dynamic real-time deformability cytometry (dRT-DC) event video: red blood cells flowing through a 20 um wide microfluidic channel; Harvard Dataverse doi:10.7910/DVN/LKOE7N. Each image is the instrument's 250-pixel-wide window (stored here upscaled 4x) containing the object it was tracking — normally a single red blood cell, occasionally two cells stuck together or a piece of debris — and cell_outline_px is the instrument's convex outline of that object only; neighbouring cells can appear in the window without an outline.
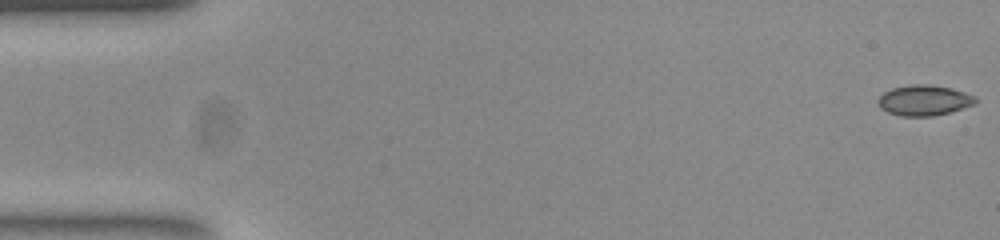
{"species": "common noctule bat (a hibernating species)", "species_latin": "Nyctalus noctula", "temperature_condition": "room temperature", "stored_images_in_passage": 53, "camera_frame_rate_fps": 3000, "um_per_image_px": 0.085, "animal": {"sex": "female", "body_mass_g": 23.0, "forearm_length_mm": 53.4}, "frame": {"image": 1, "passage_image": 1, "time_ms": 0.0, "image_size_px": [1000, 240], "cell_outline_px": [[976, 104], [948, 112], [932, 116], [900, 116], [888, 112], [880, 108], [876, 100], [884, 92], [892, 88], [912, 84], [928, 84], [952, 88], [976, 96]], "centroid_in_image_um": [78.53, 8.52], "position_along_channel_um": 6.5, "area_um2": 17.34}}
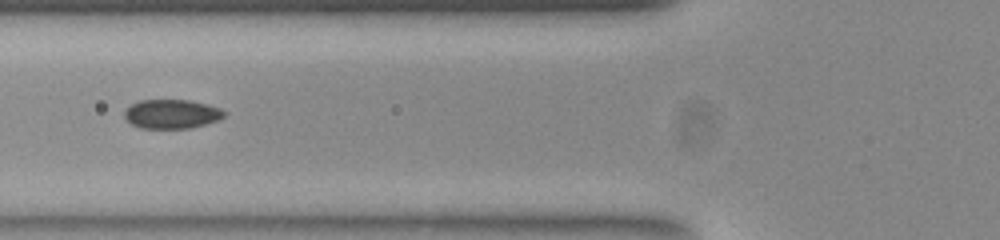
{"frame": {"image": 2, "passage_image": 20, "time_ms": 6.333, "image_size_px": [1000, 240], "cell_outline_px": [[228, 112], [224, 116], [216, 120], [204, 124], [188, 128], [140, 128], [132, 124], [124, 116], [124, 112], [132, 104], [140, 100], [188, 100], [208, 104], [220, 108]], "centroid_in_image_um": [14.61, 9.68], "position_along_channel_um": 111.2, "area_um2": 16.76}}
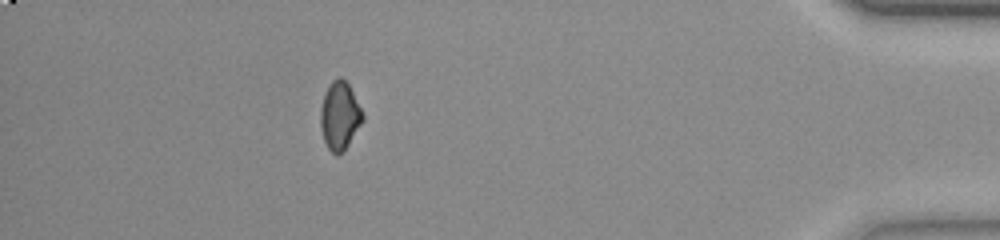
{"frame": {"image": 3, "passage_image": 47, "time_ms": 15.333, "image_size_px": [1000, 240], "cell_outline_px": [[364, 120], [344, 152], [336, 156], [328, 148], [324, 140], [320, 128], [320, 108], [324, 96], [332, 80], [340, 76], [348, 84], [364, 116]], "centroid_in_image_um": [28.87, 9.89], "position_along_channel_um": 406.3, "area_um2": 16.65}, "authors_computed_cell_mechanics": {"area_um2": 16.762, "velocity_mm_per_s": 3.8934, "shape_relaxation_time_tau1_ms": null, "shape_relaxation_time_tau2_ms": 2.7151, "deformation_change_tau1": null, "deformation_change_tau2": 0.0691}}